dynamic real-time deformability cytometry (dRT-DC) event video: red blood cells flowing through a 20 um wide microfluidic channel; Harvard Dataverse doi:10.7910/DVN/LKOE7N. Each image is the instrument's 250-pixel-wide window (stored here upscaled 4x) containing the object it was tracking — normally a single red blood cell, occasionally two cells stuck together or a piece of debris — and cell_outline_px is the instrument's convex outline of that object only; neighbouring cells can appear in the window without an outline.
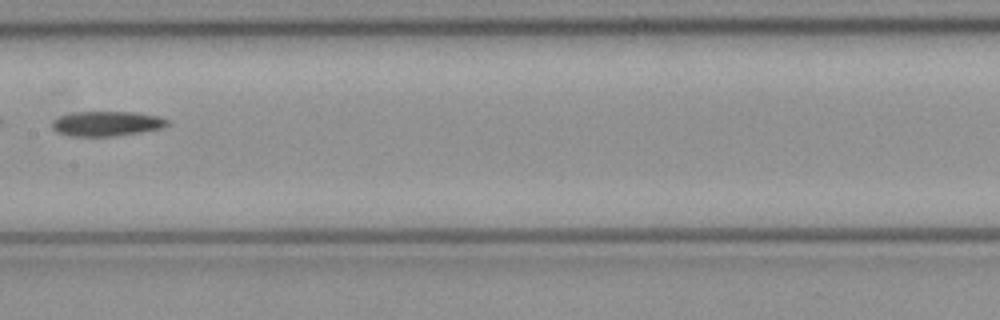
{"species": "common noctule bat (a hibernating species)", "species_latin": "Nyctalus noctula", "temperature_condition": "cold", "stored_images_in_passage": 9, "camera_frame_rate_fps": 3000, "um_per_image_px": 0.085, "animal": {"sex": "female", "body_mass_g": 21.9}, "frame": {"image": 1, "passage_image": 8, "time_ms": 2.333, "image_size_px": [1000, 320], "cell_outline_px": [[168, 124], [164, 128], [140, 132], [112, 136], [68, 136], [56, 132], [52, 128], [52, 120], [60, 116], [72, 112], [136, 112], [160, 116], [168, 120]], "centroid_in_image_um": [9.06, 10.5], "position_along_channel_um": 198.3, "area_um2": 16.82}}
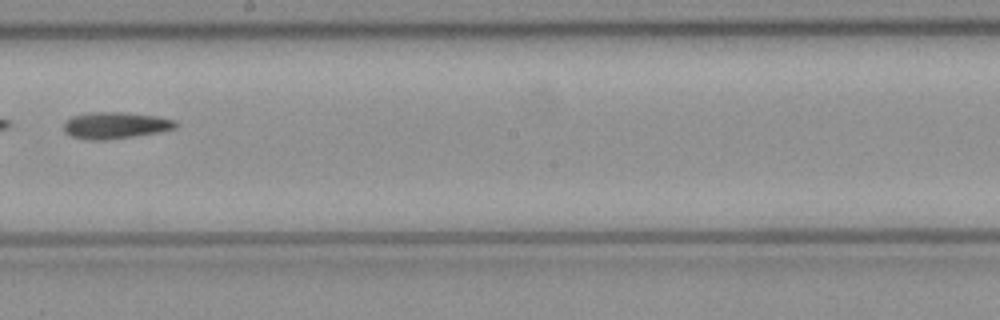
{"frame": {"image": 2, "passage_image": 9, "time_ms": 2.667, "image_size_px": [1000, 320], "cell_outline_px": [[180, 124], [176, 128], [156, 132], [132, 136], [104, 140], [92, 140], [72, 136], [64, 132], [64, 124], [72, 116], [92, 112], [124, 112], [156, 116], [176, 120]], "centroid_in_image_um": [9.83, 10.64], "position_along_channel_um": 238.4, "area_um2": 17.17}}